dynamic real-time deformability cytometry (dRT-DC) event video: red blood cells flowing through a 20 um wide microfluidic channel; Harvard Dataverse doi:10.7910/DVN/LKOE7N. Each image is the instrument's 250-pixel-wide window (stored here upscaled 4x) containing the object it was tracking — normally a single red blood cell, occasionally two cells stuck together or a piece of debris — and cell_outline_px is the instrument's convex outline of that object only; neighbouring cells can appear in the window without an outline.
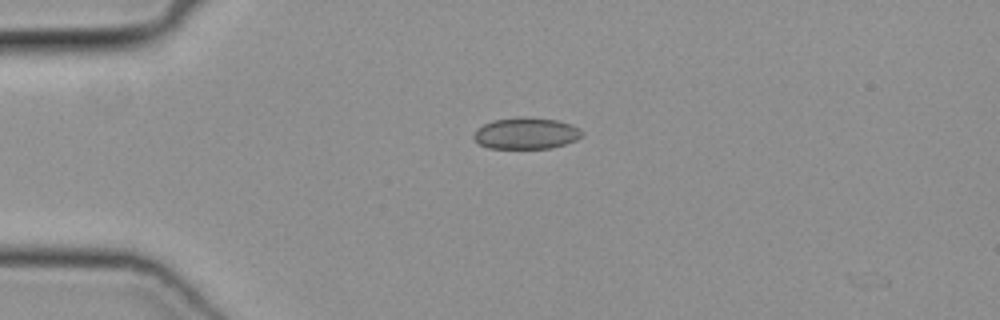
{"species": "common noctule bat (a hibernating species)", "species_latin": "Nyctalus noctula", "temperature_condition": "cold", "stored_images_in_passage": 4, "camera_frame_rate_fps": 3000, "um_per_image_px": 0.085, "animal": {"sex": "female", "body_mass_g": 19.3, "forearm_length_mm": 54.1}, "frame": {"image": 1, "passage_image": 1, "time_ms": 0.0, "image_size_px": [1000, 320], "cell_outline_px": [[584, 132], [576, 140], [552, 148], [488, 148], [480, 144], [472, 136], [476, 128], [492, 120], [516, 116], [524, 116], [556, 120], [572, 124], [580, 128]], "centroid_in_image_um": [44.71, 11.31], "position_along_channel_um": 40.3, "area_um2": 20.06}}